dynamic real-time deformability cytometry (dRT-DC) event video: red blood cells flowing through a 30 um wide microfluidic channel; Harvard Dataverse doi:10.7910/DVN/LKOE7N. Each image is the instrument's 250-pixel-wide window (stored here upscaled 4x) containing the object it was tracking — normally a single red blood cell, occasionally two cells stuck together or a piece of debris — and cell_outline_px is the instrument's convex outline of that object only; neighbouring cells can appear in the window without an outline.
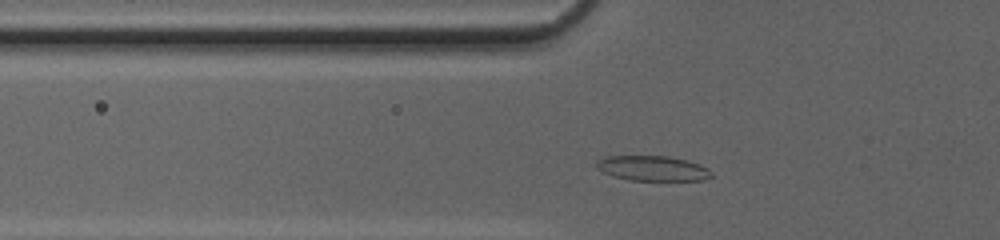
{"species": "common noctule bat (a hibernating species)", "species_latin": "Nyctalus noctula", "temperature_condition": "cold", "stored_images_in_passage": 30, "camera_frame_rate_fps": 3000, "um_per_image_px": 0.085, "animal": {"sex": "female", "body_mass_g": 20.0, "forearm_length_mm": 54.0}, "frame": {"image": 1, "passage_image": 5, "time_ms": 1.333, "image_size_px": [1000, 240], "cell_outline_px": [[712, 176], [704, 180], [632, 180], [616, 176], [604, 172], [596, 168], [596, 160], [604, 156], [668, 156], [688, 160], [700, 164], [708, 168], [712, 172]], "centroid_in_image_um": [55.5, 14.29], "position_along_channel_um": 70.3, "area_um2": 16.76}}
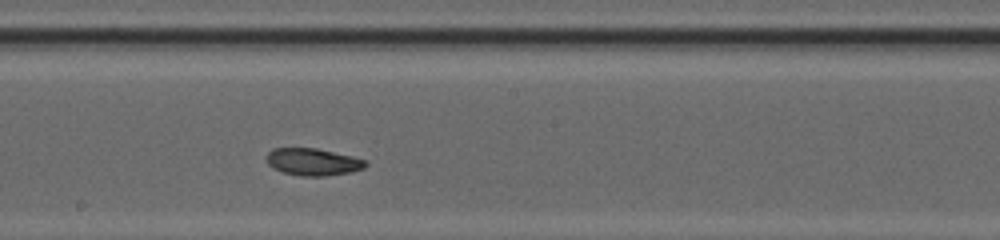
{"frame": {"image": 2, "passage_image": 16, "time_ms": 5.0, "image_size_px": [1000, 240], "cell_outline_px": [[368, 164], [364, 168], [352, 172], [328, 176], [300, 176], [280, 172], [272, 168], [268, 164], [268, 152], [272, 148], [316, 148], [352, 156], [368, 160]], "centroid_in_image_um": [26.63, 13.77], "position_along_channel_um": 221.6, "area_um2": 15.9}}
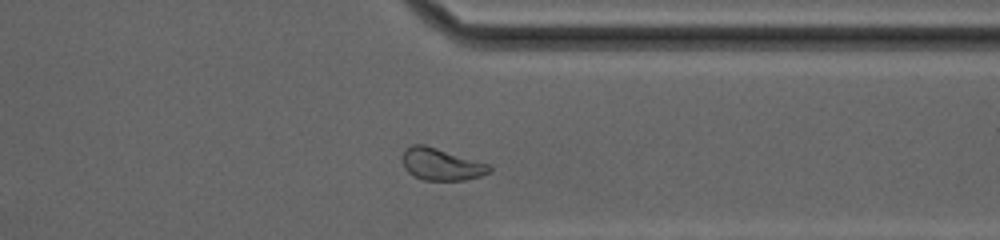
{"frame": {"image": 3, "passage_image": 27, "time_ms": 8.667, "image_size_px": [1000, 240], "cell_outline_px": [[492, 172], [480, 176], [464, 180], [424, 180], [408, 172], [404, 168], [404, 148], [412, 144], [424, 144], [488, 164], [492, 168]], "centroid_in_image_um": [37.52, 13.96], "position_along_channel_um": 373.9, "area_um2": 16.01}, "authors_computed_cell_mechanics": {"area_um2": 16.184, "velocity_mm_per_s": 4.1676, "shape_relaxation_time_tau1_ms": 3.6836, "shape_relaxation_time_tau2_ms": 3.8373, "deformation_change_tau1": 0.1238, "deformation_change_tau2": 0.0702}}